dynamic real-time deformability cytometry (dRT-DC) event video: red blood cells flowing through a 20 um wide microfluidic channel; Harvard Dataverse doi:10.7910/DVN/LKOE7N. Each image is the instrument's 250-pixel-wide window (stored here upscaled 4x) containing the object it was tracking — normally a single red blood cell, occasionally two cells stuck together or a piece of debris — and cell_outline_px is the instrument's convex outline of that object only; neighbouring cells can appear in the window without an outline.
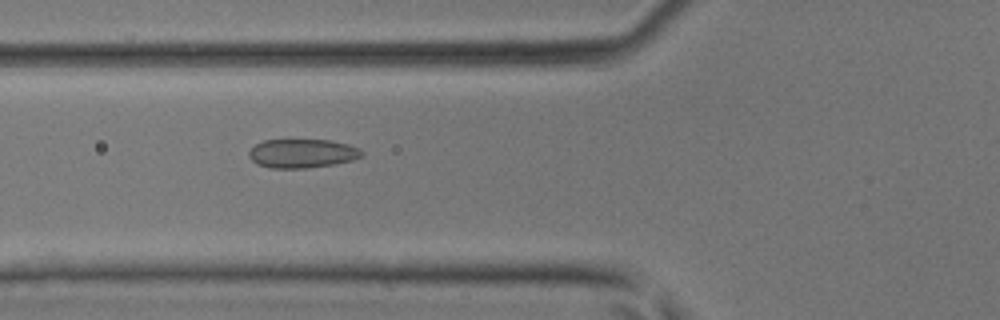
{"species": "common noctule bat (a hibernating species)", "species_latin": "Nyctalus noctula", "temperature_condition": "room temperature", "stored_images_in_passage": 31, "camera_frame_rate_fps": 3000, "um_per_image_px": 0.085, "animal": {"sex": "male", "body_mass_g": 17.9, "forearm_length_mm": 54.2}, "frame": {"image": 1, "passage_image": 4, "time_ms": 1.0, "image_size_px": [1000, 320], "cell_outline_px": [[364, 156], [352, 160], [336, 164], [308, 168], [272, 168], [256, 164], [248, 156], [248, 152], [256, 144], [264, 140], [328, 140], [348, 144], [360, 148], [364, 152]], "centroid_in_image_um": [25.72, 13.05], "position_along_channel_um": 100.1, "area_um2": 19.13}}
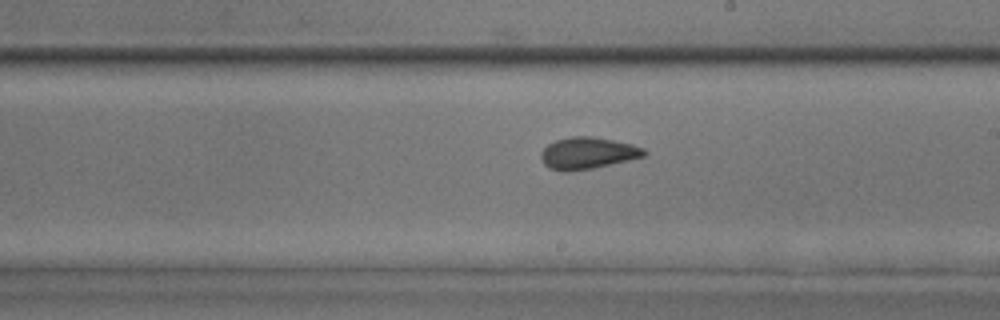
{"frame": {"image": 2, "passage_image": 13, "time_ms": 4.0, "image_size_px": [1000, 320], "cell_outline_px": [[648, 152], [644, 156], [628, 160], [592, 168], [568, 172], [548, 168], [544, 164], [540, 156], [540, 152], [548, 144], [556, 140], [572, 136], [592, 136], [632, 144], [644, 148]], "centroid_in_image_um": [49.93, 13.01], "position_along_channel_um": 239.1, "area_um2": 19.02}}
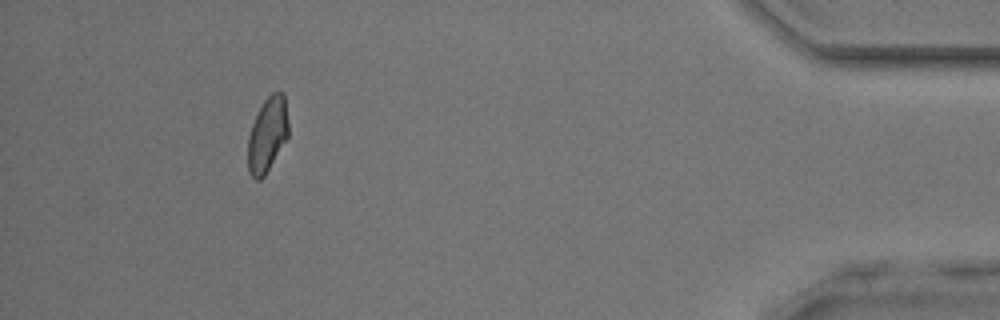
{"frame": {"image": 3, "passage_image": 28, "time_ms": 9.0, "image_size_px": [1000, 320], "cell_outline_px": [[288, 136], [264, 176], [260, 180], [256, 180], [248, 172], [248, 136], [252, 124], [264, 100], [272, 92], [280, 88], [284, 92], [288, 120]], "centroid_in_image_um": [22.74, 11.4], "position_along_channel_um": 412.5, "area_um2": 17.69}}